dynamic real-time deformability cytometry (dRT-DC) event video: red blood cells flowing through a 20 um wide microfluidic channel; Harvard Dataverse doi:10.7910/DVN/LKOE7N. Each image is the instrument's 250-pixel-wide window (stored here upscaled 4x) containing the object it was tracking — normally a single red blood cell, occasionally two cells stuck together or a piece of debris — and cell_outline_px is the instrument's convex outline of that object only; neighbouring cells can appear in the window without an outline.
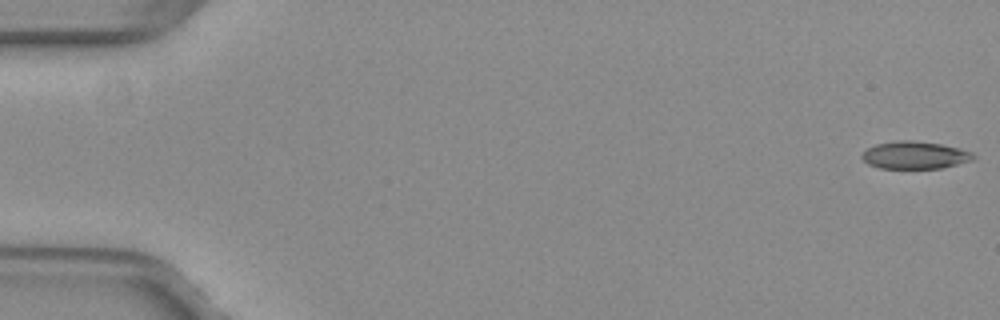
{"species": "common noctule bat (a hibernating species)", "species_latin": "Nyctalus noctula", "temperature_condition": "warm", "stored_images_in_passage": 52, "camera_frame_rate_fps": 3000, "um_per_image_px": 0.085, "animal": {"sex": "female", "body_mass_g": 29.2, "forearm_length_mm": 56.3}, "frame": {"image": 1, "passage_image": 1, "time_ms": 0.0, "image_size_px": [1000, 320], "cell_outline_px": [[976, 156], [972, 160], [940, 168], [880, 168], [868, 164], [860, 156], [868, 148], [876, 144], [900, 140], [912, 140], [940, 144], [960, 148], [972, 152]], "centroid_in_image_um": [77.76, 13.18], "position_along_channel_um": 7.2, "area_um2": 17.69}}
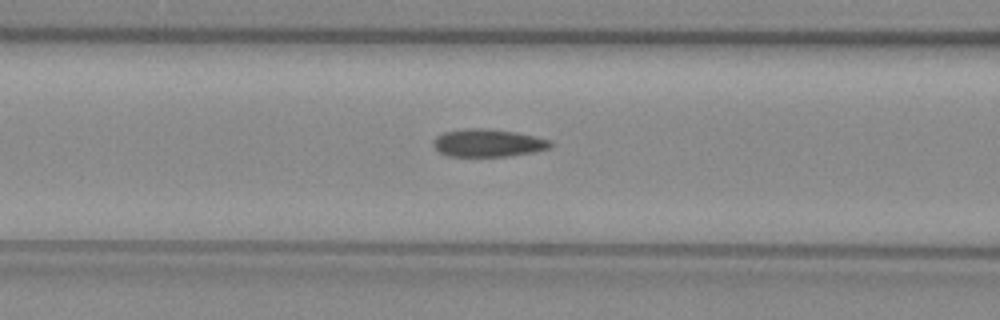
{"frame": {"image": 2, "passage_image": 22, "time_ms": 7.0, "image_size_px": [1000, 320], "cell_outline_px": [[552, 144], [548, 148], [532, 152], [508, 156], [448, 156], [440, 152], [432, 144], [432, 140], [436, 136], [444, 132], [464, 128], [484, 128], [516, 132], [552, 140]], "centroid_in_image_um": [41.45, 12.14], "position_along_channel_um": 125.2, "area_um2": 18.9}}
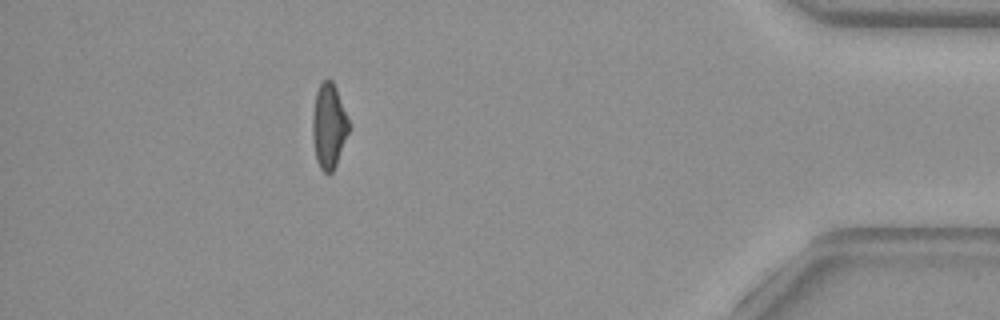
{"frame": {"image": 3, "passage_image": 47, "time_ms": 15.333, "image_size_px": [1000, 320], "cell_outline_px": [[348, 132], [336, 164], [332, 172], [324, 172], [320, 168], [316, 160], [312, 140], [312, 116], [316, 92], [320, 84], [328, 76], [332, 80], [336, 88], [348, 120]], "centroid_in_image_um": [27.91, 10.69], "position_along_channel_um": 407.3, "area_um2": 17.74}, "authors_computed_cell_mechanics": {"area_um2": 18.7272, "velocity_mm_per_s": 4.0063, "shape_relaxation_time_tau1_ms": null, "shape_relaxation_time_tau2_ms": 2.2747, "deformation_change_tau1": null, "deformation_change_tau2": 0.0834}}